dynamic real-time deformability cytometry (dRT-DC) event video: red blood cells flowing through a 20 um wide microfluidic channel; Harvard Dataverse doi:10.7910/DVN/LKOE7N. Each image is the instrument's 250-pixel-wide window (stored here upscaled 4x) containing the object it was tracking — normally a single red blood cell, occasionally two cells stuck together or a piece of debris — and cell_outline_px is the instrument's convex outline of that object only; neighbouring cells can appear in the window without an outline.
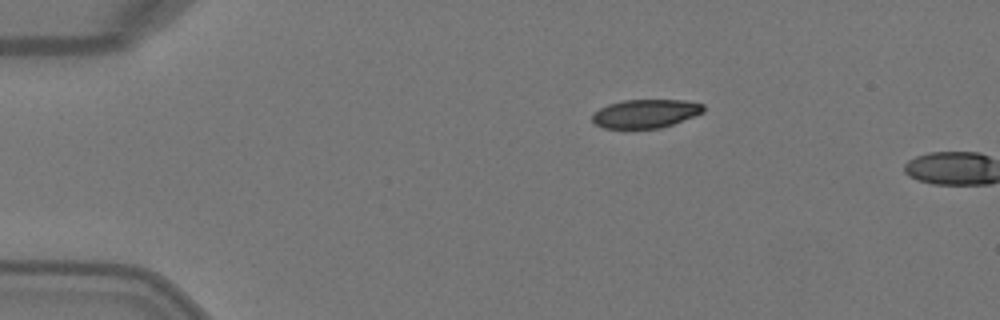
{"species": "Egyptian fruit bat (a non-hibernating species)", "species_latin": "Rousettus aegyptiacus", "temperature_condition": "warm", "stored_images_in_passage": 2, "camera_frame_rate_fps": 3000, "um_per_image_px": 0.085, "animal": {"sex": "female"}, "frame": {"image": 1, "passage_image": 1, "time_ms": 0.0, "image_size_px": [1000, 320], "cell_outline_px": [[704, 112], [672, 124], [660, 128], [604, 128], [596, 124], [592, 120], [592, 116], [600, 108], [608, 104], [624, 100], [684, 100], [704, 104]], "centroid_in_image_um": [54.88, 9.65], "position_along_channel_um": 30.1, "area_um2": 18.32}}